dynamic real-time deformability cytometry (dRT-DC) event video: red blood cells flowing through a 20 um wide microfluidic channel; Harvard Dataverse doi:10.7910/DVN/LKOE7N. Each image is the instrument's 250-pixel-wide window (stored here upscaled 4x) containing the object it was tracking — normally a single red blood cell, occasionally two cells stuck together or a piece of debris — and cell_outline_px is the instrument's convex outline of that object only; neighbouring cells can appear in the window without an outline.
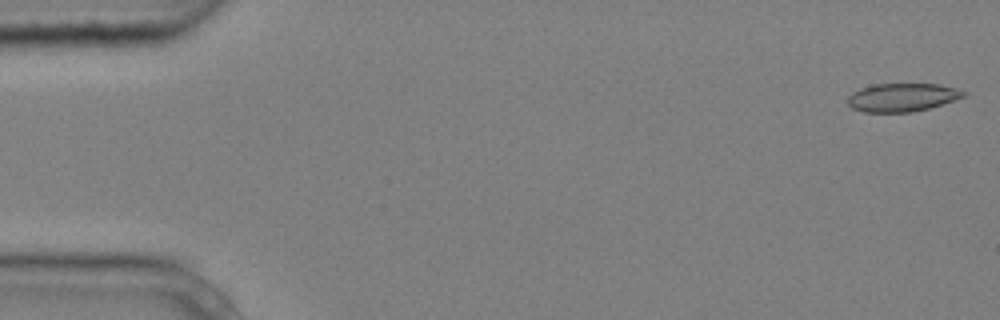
{"species": "common noctule bat (a hibernating species)", "species_latin": "Nyctalus noctula", "temperature_condition": "cold", "stored_images_in_passage": 6, "camera_frame_rate_fps": 3000, "um_per_image_px": 0.085, "animal": {"sex": "male", "body_mass_g": 20.4}, "frame": {"image": 1, "passage_image": 1, "time_ms": 0.0, "image_size_px": [1000, 320], "cell_outline_px": [[968, 92], [964, 96], [928, 108], [912, 112], [864, 112], [852, 108], [848, 104], [848, 96], [852, 92], [860, 88], [872, 84], [940, 84], [956, 88]], "centroid_in_image_um": [76.65, 8.27], "position_along_channel_um": 8.3, "area_um2": 19.02}}
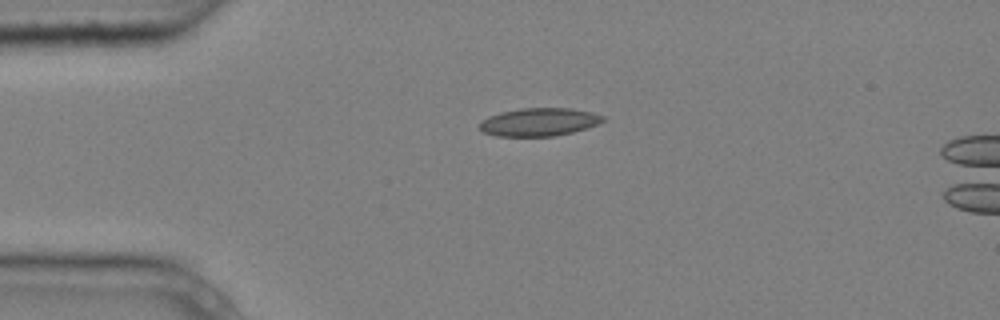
{"frame": {"image": 2, "passage_image": 4, "time_ms": 1.0, "image_size_px": [1000, 320], "cell_outline_px": [[604, 120], [588, 128], [556, 136], [496, 136], [484, 132], [480, 128], [480, 120], [488, 116], [500, 112], [520, 108], [568, 108], [592, 112], [604, 116]], "centroid_in_image_um": [45.8, 10.37], "position_along_channel_um": 39.2, "area_um2": 20.17}}